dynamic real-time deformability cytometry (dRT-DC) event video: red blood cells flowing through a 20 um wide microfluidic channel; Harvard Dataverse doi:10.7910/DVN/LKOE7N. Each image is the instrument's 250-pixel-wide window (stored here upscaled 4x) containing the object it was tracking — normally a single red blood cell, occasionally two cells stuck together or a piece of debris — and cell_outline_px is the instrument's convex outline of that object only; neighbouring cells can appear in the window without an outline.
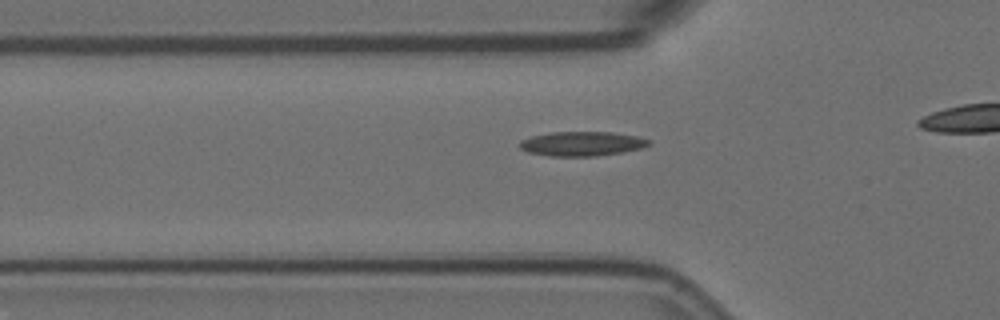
{"species": "Egyptian fruit bat (a non-hibernating species)", "species_latin": "Rousettus aegyptiacus", "temperature_condition": "room temperature", "stored_images_in_passage": 38, "camera_frame_rate_fps": 3000, "um_per_image_px": 0.085, "animal": {"sex": "female"}, "frame": {"image": 1, "passage_image": 11, "time_ms": 3.333, "image_size_px": [1000, 320], "cell_outline_px": [[652, 144], [640, 148], [624, 152], [596, 156], [552, 156], [528, 152], [520, 148], [520, 140], [532, 136], [552, 132], [612, 132], [636, 136], [652, 140]], "centroid_in_image_um": [49.5, 12.21], "position_along_channel_um": 76.3, "area_um2": 18.38}}
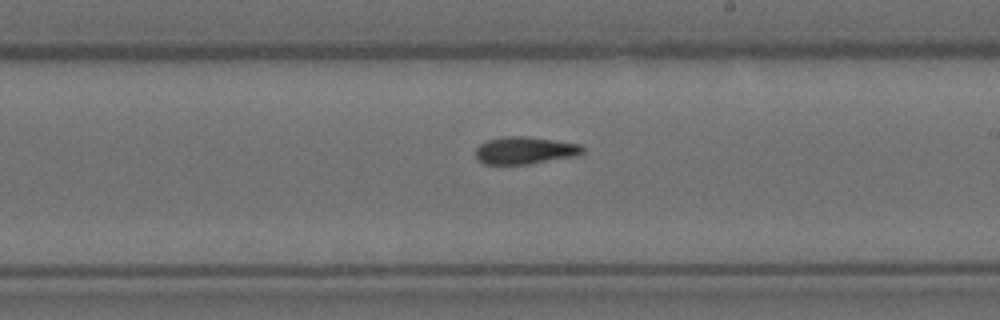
{"frame": {"image": 2, "passage_image": 25, "time_ms": 8.0, "image_size_px": [1000, 320], "cell_outline_px": [[584, 152], [576, 156], [528, 164], [484, 164], [476, 160], [476, 148], [480, 144], [488, 140], [504, 136], [528, 136], [580, 144], [584, 148]], "centroid_in_image_um": [44.61, 12.78], "position_along_channel_um": 244.4, "area_um2": 17.11}}
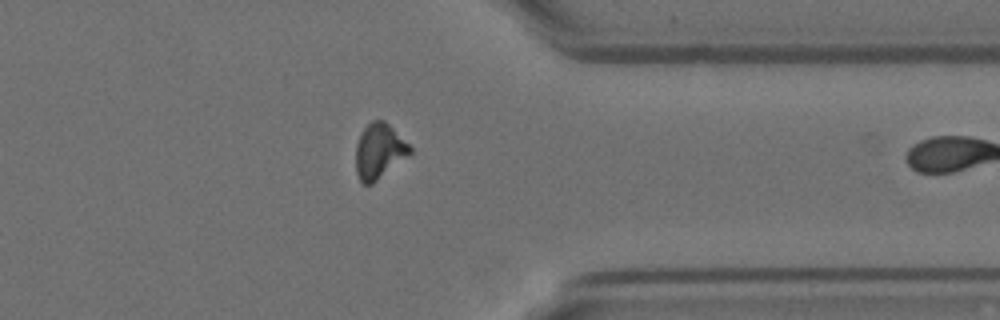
{"frame": {"image": 3, "passage_image": 37, "time_ms": 12.0, "image_size_px": [1000, 320], "cell_outline_px": [[412, 152], [408, 156], [372, 184], [364, 184], [360, 180], [356, 172], [356, 144], [360, 132], [372, 120], [384, 120], [412, 148]], "centroid_in_image_um": [32.21, 12.85], "position_along_channel_um": 379.2, "area_um2": 17.22}}